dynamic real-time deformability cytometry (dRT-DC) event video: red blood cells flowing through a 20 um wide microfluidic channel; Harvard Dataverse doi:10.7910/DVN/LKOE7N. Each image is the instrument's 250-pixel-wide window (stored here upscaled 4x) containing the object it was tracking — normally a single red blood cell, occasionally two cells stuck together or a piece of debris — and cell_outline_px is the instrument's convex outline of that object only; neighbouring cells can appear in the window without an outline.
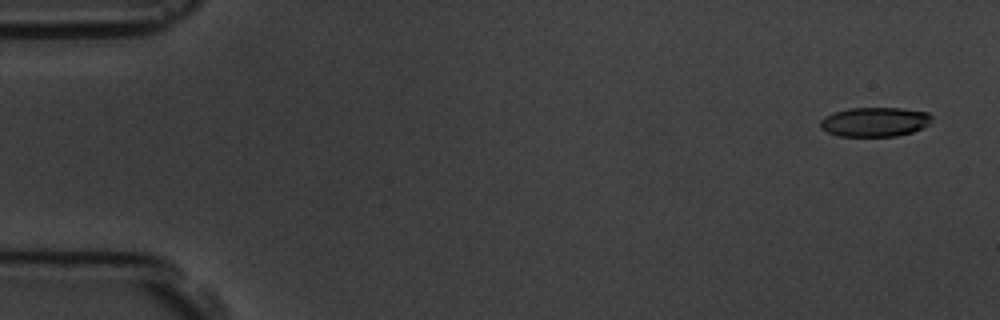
{"species": "common noctule bat (a hibernating species)", "species_latin": "Nyctalus noctula", "temperature_condition": "room temperature", "stored_images_in_passage": 9, "camera_frame_rate_fps": 3000, "um_per_image_px": 0.085, "animal": {"sex": "male", "body_mass_g": 19.5, "forearm_length_mm": 54.6}, "frame": {"image": 1, "passage_image": 1, "time_ms": 0.0, "image_size_px": [1000, 320], "cell_outline_px": [[932, 116], [928, 124], [912, 132], [896, 136], [840, 136], [828, 132], [820, 128], [820, 120], [824, 116], [832, 112], [848, 108], [904, 108], [928, 112]], "centroid_in_image_um": [74.32, 10.35], "position_along_channel_um": 10.7, "area_um2": 19.13}}
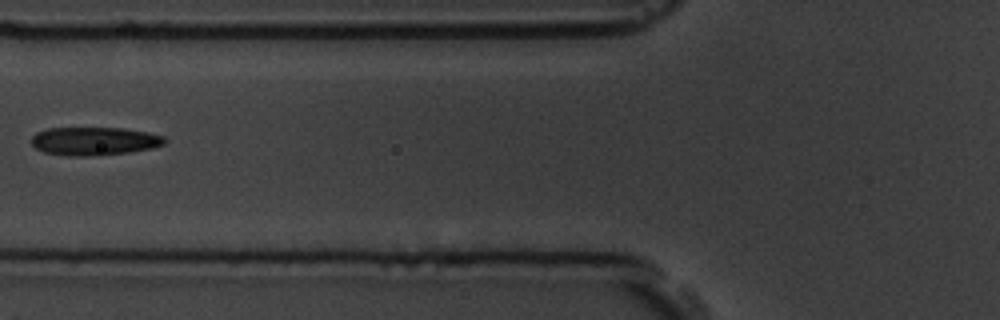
{"frame": {"image": 2, "passage_image": 6, "time_ms": 6.667, "image_size_px": [1000, 320], "cell_outline_px": [[168, 140], [164, 144], [152, 148], [128, 152], [96, 156], [68, 156], [44, 152], [36, 148], [32, 144], [32, 136], [36, 132], [48, 128], [124, 128], [148, 132], [164, 136]], "centroid_in_image_um": [8.03, 11.99], "position_along_channel_um": 117.8, "area_um2": 22.08}}
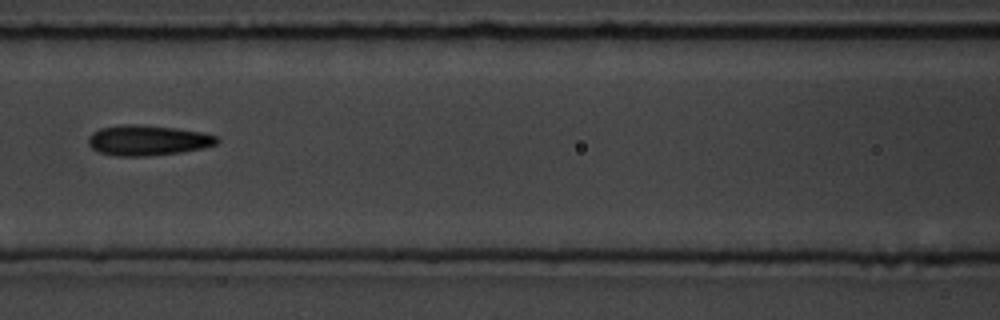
{"frame": {"image": 3, "passage_image": 7, "time_ms": 7.667, "image_size_px": [1000, 320], "cell_outline_px": [[220, 140], [216, 144], [204, 148], [180, 152], [148, 156], [112, 156], [100, 152], [92, 148], [88, 144], [88, 136], [92, 132], [100, 128], [120, 124], [140, 124], [176, 128], [204, 132], [216, 136]], "centroid_in_image_um": [12.54, 11.92], "position_along_channel_um": 154.1, "area_um2": 23.0}}